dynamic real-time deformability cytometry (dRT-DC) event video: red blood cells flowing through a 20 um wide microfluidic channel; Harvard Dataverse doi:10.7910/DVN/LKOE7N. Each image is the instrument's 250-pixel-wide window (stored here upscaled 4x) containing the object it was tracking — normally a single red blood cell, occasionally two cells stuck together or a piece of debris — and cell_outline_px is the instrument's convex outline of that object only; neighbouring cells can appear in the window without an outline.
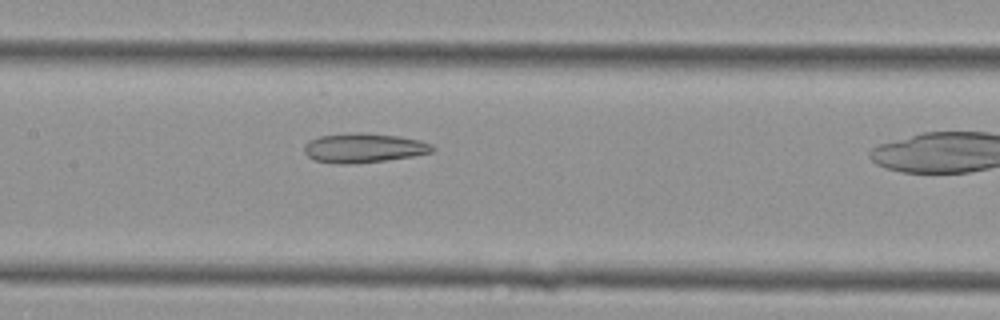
{"species": "Egyptian fruit bat (a non-hibernating species)", "species_latin": "Rousettus aegyptiacus", "temperature_condition": "cold", "stored_images_in_passage": 11, "camera_frame_rate_fps": 3000, "um_per_image_px": 0.085, "animal": {"sex": "female"}, "frame": {"image": 1, "passage_image": 10, "time_ms": 3.0, "image_size_px": [1000, 320], "cell_outline_px": [[436, 148], [432, 152], [412, 156], [384, 160], [344, 164], [336, 164], [316, 160], [308, 156], [304, 152], [304, 144], [308, 140], [320, 136], [352, 132], [356, 132], [396, 136], [420, 140], [432, 144]], "centroid_in_image_um": [30.89, 12.57], "position_along_channel_um": 176.5, "area_um2": 21.79}}